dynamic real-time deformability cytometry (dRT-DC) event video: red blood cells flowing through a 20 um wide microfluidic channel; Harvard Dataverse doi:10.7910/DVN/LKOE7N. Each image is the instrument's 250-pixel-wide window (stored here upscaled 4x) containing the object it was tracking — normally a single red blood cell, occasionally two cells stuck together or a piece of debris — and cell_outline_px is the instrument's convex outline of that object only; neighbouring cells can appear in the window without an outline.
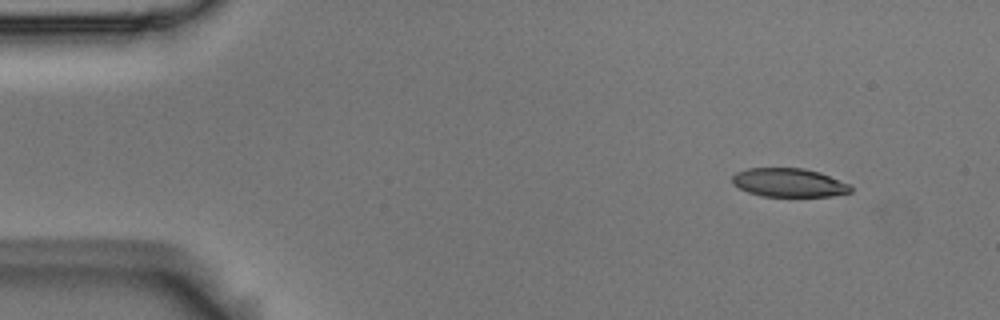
{"species": "Egyptian fruit bat (a non-hibernating species)", "species_latin": "Rousettus aegyptiacus", "temperature_condition": "room temperature", "stored_images_in_passage": 3, "camera_frame_rate_fps": 3000, "um_per_image_px": 0.085, "animal": {"sex": "male"}, "frame": {"image": 1, "passage_image": 1, "time_ms": 0.0, "image_size_px": [1000, 320], "cell_outline_px": [[852, 192], [832, 196], [760, 196], [748, 192], [732, 184], [732, 176], [736, 172], [748, 168], [804, 168], [820, 172], [848, 184], [852, 188]], "centroid_in_image_um": [67.04, 15.52], "position_along_channel_um": 18.0, "area_um2": 19.77}}